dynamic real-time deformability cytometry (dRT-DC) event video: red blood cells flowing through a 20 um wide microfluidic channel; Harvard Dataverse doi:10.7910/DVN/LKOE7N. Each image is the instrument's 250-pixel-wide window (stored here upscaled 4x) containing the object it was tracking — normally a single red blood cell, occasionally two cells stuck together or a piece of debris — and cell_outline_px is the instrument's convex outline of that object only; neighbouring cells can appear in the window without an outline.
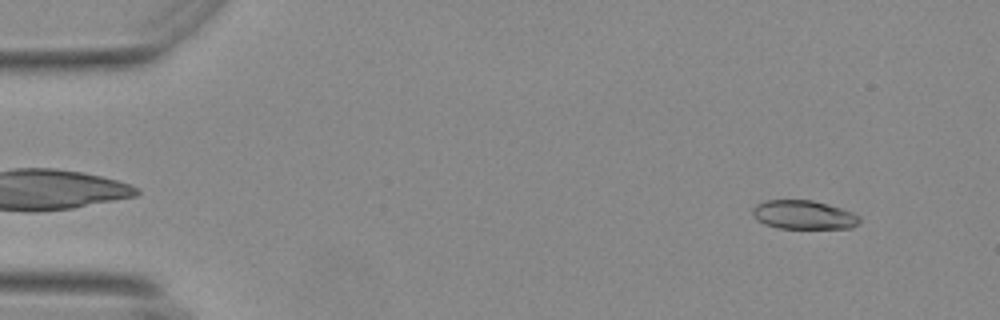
{"species": "Egyptian fruit bat (a non-hibernating species)", "species_latin": "Rousettus aegyptiacus", "temperature_condition": "warm", "stored_images_in_passage": 52, "camera_frame_rate_fps": 3000, "um_per_image_px": 0.085, "animal": {"sex": "female"}, "frame": {"image": 1, "passage_image": 2, "time_ms": 0.333, "image_size_px": [1000, 320], "cell_outline_px": [[860, 220], [852, 228], [780, 228], [764, 224], [756, 220], [752, 212], [752, 208], [756, 204], [764, 200], [812, 200], [840, 208], [852, 212], [860, 216]], "centroid_in_image_um": [68.27, 18.26], "position_along_channel_um": 16.7, "area_um2": 17.92}}
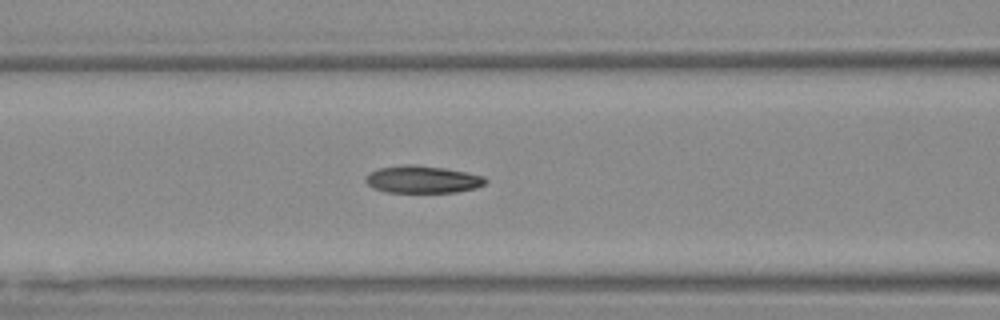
{"frame": {"image": 2, "passage_image": 20, "time_ms": 6.333, "image_size_px": [1000, 320], "cell_outline_px": [[488, 180], [484, 184], [476, 188], [456, 192], [388, 192], [372, 188], [364, 180], [364, 176], [368, 172], [380, 168], [404, 164], [416, 164], [444, 168], [484, 176]], "centroid_in_image_um": [35.87, 15.24], "position_along_channel_um": 130.7, "area_um2": 19.19}}
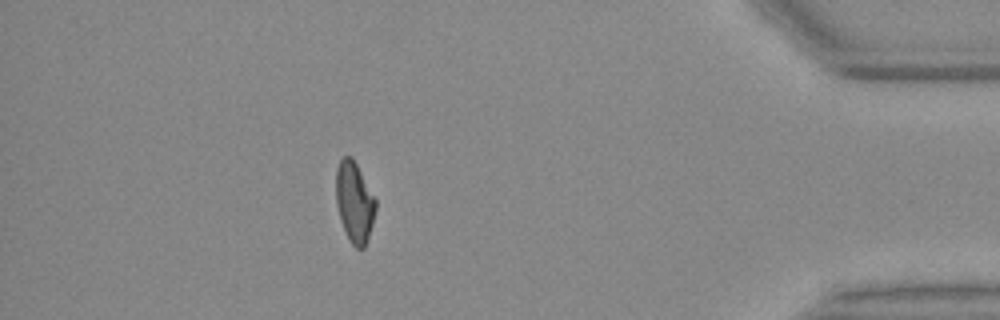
{"frame": {"image": 3, "passage_image": 46, "time_ms": 15.0, "image_size_px": [1000, 320], "cell_outline_px": [[376, 208], [372, 224], [364, 248], [356, 248], [352, 244], [340, 220], [336, 204], [336, 168], [340, 160], [344, 156], [352, 156], [376, 200]], "centroid_in_image_um": [30.11, 17.15], "position_along_channel_um": 405.1, "area_um2": 18.38}, "authors_computed_cell_mechanics": {"area_um2": 18.9295, "velocity_mm_per_s": 3.707, "shape_relaxation_time_tau1_ms": null, "shape_relaxation_time_tau2_ms": 2.3756, "deformation_change_tau1": null, "deformation_change_tau2": 0.0882}}